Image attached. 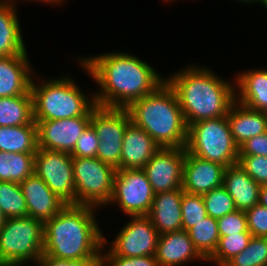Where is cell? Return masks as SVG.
<instances>
[{"label": "cell", "mask_w": 267, "mask_h": 266, "mask_svg": "<svg viewBox=\"0 0 267 266\" xmlns=\"http://www.w3.org/2000/svg\"><path fill=\"white\" fill-rule=\"evenodd\" d=\"M155 257L158 266H182L195 260L206 262L185 230L159 235Z\"/></svg>", "instance_id": "obj_18"}, {"label": "cell", "mask_w": 267, "mask_h": 266, "mask_svg": "<svg viewBox=\"0 0 267 266\" xmlns=\"http://www.w3.org/2000/svg\"><path fill=\"white\" fill-rule=\"evenodd\" d=\"M0 210L6 219L28 216L26 200L19 183L0 181Z\"/></svg>", "instance_id": "obj_29"}, {"label": "cell", "mask_w": 267, "mask_h": 266, "mask_svg": "<svg viewBox=\"0 0 267 266\" xmlns=\"http://www.w3.org/2000/svg\"><path fill=\"white\" fill-rule=\"evenodd\" d=\"M227 119L238 147L246 140L267 131V112L248 108L237 100L230 106Z\"/></svg>", "instance_id": "obj_21"}, {"label": "cell", "mask_w": 267, "mask_h": 266, "mask_svg": "<svg viewBox=\"0 0 267 266\" xmlns=\"http://www.w3.org/2000/svg\"><path fill=\"white\" fill-rule=\"evenodd\" d=\"M237 1H239L240 3L241 2H243L244 4L246 3H249V5L250 4H254V3H257L258 4V2H259V4L261 3V0H237Z\"/></svg>", "instance_id": "obj_43"}, {"label": "cell", "mask_w": 267, "mask_h": 266, "mask_svg": "<svg viewBox=\"0 0 267 266\" xmlns=\"http://www.w3.org/2000/svg\"><path fill=\"white\" fill-rule=\"evenodd\" d=\"M185 148L190 154L225 167L236 164L239 156L227 116L190 124Z\"/></svg>", "instance_id": "obj_6"}, {"label": "cell", "mask_w": 267, "mask_h": 266, "mask_svg": "<svg viewBox=\"0 0 267 266\" xmlns=\"http://www.w3.org/2000/svg\"><path fill=\"white\" fill-rule=\"evenodd\" d=\"M35 153L0 151V181L21 183L34 173Z\"/></svg>", "instance_id": "obj_27"}, {"label": "cell", "mask_w": 267, "mask_h": 266, "mask_svg": "<svg viewBox=\"0 0 267 266\" xmlns=\"http://www.w3.org/2000/svg\"><path fill=\"white\" fill-rule=\"evenodd\" d=\"M159 148L146 131L131 121L123 137L121 169H142Z\"/></svg>", "instance_id": "obj_19"}, {"label": "cell", "mask_w": 267, "mask_h": 266, "mask_svg": "<svg viewBox=\"0 0 267 266\" xmlns=\"http://www.w3.org/2000/svg\"><path fill=\"white\" fill-rule=\"evenodd\" d=\"M131 122L127 108H111L96 105L92 109L90 124L96 131L99 147L96 157L102 162L121 169L123 137Z\"/></svg>", "instance_id": "obj_9"}, {"label": "cell", "mask_w": 267, "mask_h": 266, "mask_svg": "<svg viewBox=\"0 0 267 266\" xmlns=\"http://www.w3.org/2000/svg\"><path fill=\"white\" fill-rule=\"evenodd\" d=\"M265 9H267V0H261V3Z\"/></svg>", "instance_id": "obj_46"}, {"label": "cell", "mask_w": 267, "mask_h": 266, "mask_svg": "<svg viewBox=\"0 0 267 266\" xmlns=\"http://www.w3.org/2000/svg\"><path fill=\"white\" fill-rule=\"evenodd\" d=\"M182 230L188 231L207 216L202 195L183 192L181 202Z\"/></svg>", "instance_id": "obj_33"}, {"label": "cell", "mask_w": 267, "mask_h": 266, "mask_svg": "<svg viewBox=\"0 0 267 266\" xmlns=\"http://www.w3.org/2000/svg\"><path fill=\"white\" fill-rule=\"evenodd\" d=\"M96 208L67 204L44 222L43 255L60 259H101L104 235Z\"/></svg>", "instance_id": "obj_3"}, {"label": "cell", "mask_w": 267, "mask_h": 266, "mask_svg": "<svg viewBox=\"0 0 267 266\" xmlns=\"http://www.w3.org/2000/svg\"><path fill=\"white\" fill-rule=\"evenodd\" d=\"M73 157L69 153L38 148L34 173L66 204H76Z\"/></svg>", "instance_id": "obj_12"}, {"label": "cell", "mask_w": 267, "mask_h": 266, "mask_svg": "<svg viewBox=\"0 0 267 266\" xmlns=\"http://www.w3.org/2000/svg\"><path fill=\"white\" fill-rule=\"evenodd\" d=\"M251 237L252 234L250 232L220 236L218 246L207 262L215 263V266H224L248 246Z\"/></svg>", "instance_id": "obj_30"}, {"label": "cell", "mask_w": 267, "mask_h": 266, "mask_svg": "<svg viewBox=\"0 0 267 266\" xmlns=\"http://www.w3.org/2000/svg\"><path fill=\"white\" fill-rule=\"evenodd\" d=\"M0 2H13V3H15V0H0Z\"/></svg>", "instance_id": "obj_47"}, {"label": "cell", "mask_w": 267, "mask_h": 266, "mask_svg": "<svg viewBox=\"0 0 267 266\" xmlns=\"http://www.w3.org/2000/svg\"><path fill=\"white\" fill-rule=\"evenodd\" d=\"M17 7L13 2H0V57L27 53Z\"/></svg>", "instance_id": "obj_24"}, {"label": "cell", "mask_w": 267, "mask_h": 266, "mask_svg": "<svg viewBox=\"0 0 267 266\" xmlns=\"http://www.w3.org/2000/svg\"><path fill=\"white\" fill-rule=\"evenodd\" d=\"M225 166L220 163L204 160L186 150L183 167V191L204 195L212 189L223 186Z\"/></svg>", "instance_id": "obj_15"}, {"label": "cell", "mask_w": 267, "mask_h": 266, "mask_svg": "<svg viewBox=\"0 0 267 266\" xmlns=\"http://www.w3.org/2000/svg\"><path fill=\"white\" fill-rule=\"evenodd\" d=\"M99 147V140L93 126L89 124L77 140L70 154L72 157L95 158Z\"/></svg>", "instance_id": "obj_35"}, {"label": "cell", "mask_w": 267, "mask_h": 266, "mask_svg": "<svg viewBox=\"0 0 267 266\" xmlns=\"http://www.w3.org/2000/svg\"><path fill=\"white\" fill-rule=\"evenodd\" d=\"M101 263L103 266H158L155 256H101Z\"/></svg>", "instance_id": "obj_38"}, {"label": "cell", "mask_w": 267, "mask_h": 266, "mask_svg": "<svg viewBox=\"0 0 267 266\" xmlns=\"http://www.w3.org/2000/svg\"><path fill=\"white\" fill-rule=\"evenodd\" d=\"M190 65L165 78L177 95L187 126L227 116L236 100L235 80L219 77L206 66Z\"/></svg>", "instance_id": "obj_2"}, {"label": "cell", "mask_w": 267, "mask_h": 266, "mask_svg": "<svg viewBox=\"0 0 267 266\" xmlns=\"http://www.w3.org/2000/svg\"><path fill=\"white\" fill-rule=\"evenodd\" d=\"M127 110L131 121L146 131L159 147H186L188 126L177 95L166 80Z\"/></svg>", "instance_id": "obj_4"}, {"label": "cell", "mask_w": 267, "mask_h": 266, "mask_svg": "<svg viewBox=\"0 0 267 266\" xmlns=\"http://www.w3.org/2000/svg\"><path fill=\"white\" fill-rule=\"evenodd\" d=\"M155 193L143 169H118L107 206H117L127 216H148Z\"/></svg>", "instance_id": "obj_10"}, {"label": "cell", "mask_w": 267, "mask_h": 266, "mask_svg": "<svg viewBox=\"0 0 267 266\" xmlns=\"http://www.w3.org/2000/svg\"><path fill=\"white\" fill-rule=\"evenodd\" d=\"M19 185L26 200L28 216L32 218L45 222L67 205L35 173Z\"/></svg>", "instance_id": "obj_16"}, {"label": "cell", "mask_w": 267, "mask_h": 266, "mask_svg": "<svg viewBox=\"0 0 267 266\" xmlns=\"http://www.w3.org/2000/svg\"><path fill=\"white\" fill-rule=\"evenodd\" d=\"M220 236H227L241 232H250L247 226L245 211L236 210L217 219Z\"/></svg>", "instance_id": "obj_36"}, {"label": "cell", "mask_w": 267, "mask_h": 266, "mask_svg": "<svg viewBox=\"0 0 267 266\" xmlns=\"http://www.w3.org/2000/svg\"><path fill=\"white\" fill-rule=\"evenodd\" d=\"M0 266H6V263L0 262Z\"/></svg>", "instance_id": "obj_48"}, {"label": "cell", "mask_w": 267, "mask_h": 266, "mask_svg": "<svg viewBox=\"0 0 267 266\" xmlns=\"http://www.w3.org/2000/svg\"><path fill=\"white\" fill-rule=\"evenodd\" d=\"M183 192L181 187L154 196L148 217L160 235L182 230Z\"/></svg>", "instance_id": "obj_20"}, {"label": "cell", "mask_w": 267, "mask_h": 266, "mask_svg": "<svg viewBox=\"0 0 267 266\" xmlns=\"http://www.w3.org/2000/svg\"><path fill=\"white\" fill-rule=\"evenodd\" d=\"M239 166L259 185H267V156L239 155Z\"/></svg>", "instance_id": "obj_34"}, {"label": "cell", "mask_w": 267, "mask_h": 266, "mask_svg": "<svg viewBox=\"0 0 267 266\" xmlns=\"http://www.w3.org/2000/svg\"><path fill=\"white\" fill-rule=\"evenodd\" d=\"M27 53L0 57V98L26 94L35 72Z\"/></svg>", "instance_id": "obj_17"}, {"label": "cell", "mask_w": 267, "mask_h": 266, "mask_svg": "<svg viewBox=\"0 0 267 266\" xmlns=\"http://www.w3.org/2000/svg\"><path fill=\"white\" fill-rule=\"evenodd\" d=\"M239 155L267 156V131L246 140L240 145Z\"/></svg>", "instance_id": "obj_39"}, {"label": "cell", "mask_w": 267, "mask_h": 266, "mask_svg": "<svg viewBox=\"0 0 267 266\" xmlns=\"http://www.w3.org/2000/svg\"><path fill=\"white\" fill-rule=\"evenodd\" d=\"M77 62L99 88L93 94L98 106L128 108L165 81L149 63L125 51L79 56Z\"/></svg>", "instance_id": "obj_1"}, {"label": "cell", "mask_w": 267, "mask_h": 266, "mask_svg": "<svg viewBox=\"0 0 267 266\" xmlns=\"http://www.w3.org/2000/svg\"><path fill=\"white\" fill-rule=\"evenodd\" d=\"M188 234L195 249L207 261L215 252L220 239L217 219L207 215L190 228Z\"/></svg>", "instance_id": "obj_28"}, {"label": "cell", "mask_w": 267, "mask_h": 266, "mask_svg": "<svg viewBox=\"0 0 267 266\" xmlns=\"http://www.w3.org/2000/svg\"><path fill=\"white\" fill-rule=\"evenodd\" d=\"M35 75L38 77V73H34L30 86L34 121L92 116V109L96 106L92 95L94 91L90 96H86L69 75L48 81L43 78L40 81L39 75L37 82Z\"/></svg>", "instance_id": "obj_5"}, {"label": "cell", "mask_w": 267, "mask_h": 266, "mask_svg": "<svg viewBox=\"0 0 267 266\" xmlns=\"http://www.w3.org/2000/svg\"><path fill=\"white\" fill-rule=\"evenodd\" d=\"M92 116L35 121L38 148L71 154L77 140L90 124Z\"/></svg>", "instance_id": "obj_14"}, {"label": "cell", "mask_w": 267, "mask_h": 266, "mask_svg": "<svg viewBox=\"0 0 267 266\" xmlns=\"http://www.w3.org/2000/svg\"><path fill=\"white\" fill-rule=\"evenodd\" d=\"M206 212L212 218H220L237 210L232 197L222 186L202 195Z\"/></svg>", "instance_id": "obj_32"}, {"label": "cell", "mask_w": 267, "mask_h": 266, "mask_svg": "<svg viewBox=\"0 0 267 266\" xmlns=\"http://www.w3.org/2000/svg\"><path fill=\"white\" fill-rule=\"evenodd\" d=\"M34 122L31 91L14 97L0 98V126L13 127Z\"/></svg>", "instance_id": "obj_26"}, {"label": "cell", "mask_w": 267, "mask_h": 266, "mask_svg": "<svg viewBox=\"0 0 267 266\" xmlns=\"http://www.w3.org/2000/svg\"><path fill=\"white\" fill-rule=\"evenodd\" d=\"M260 186L238 163L225 167L223 187L234 200L237 210L247 211L258 204Z\"/></svg>", "instance_id": "obj_23"}, {"label": "cell", "mask_w": 267, "mask_h": 266, "mask_svg": "<svg viewBox=\"0 0 267 266\" xmlns=\"http://www.w3.org/2000/svg\"><path fill=\"white\" fill-rule=\"evenodd\" d=\"M235 92L239 103L267 112V70L248 69L239 72L235 78Z\"/></svg>", "instance_id": "obj_22"}, {"label": "cell", "mask_w": 267, "mask_h": 266, "mask_svg": "<svg viewBox=\"0 0 267 266\" xmlns=\"http://www.w3.org/2000/svg\"><path fill=\"white\" fill-rule=\"evenodd\" d=\"M130 218L112 242L109 243L104 236L101 256H155L160 234L153 226L151 219L148 216H131ZM106 243H109L110 247Z\"/></svg>", "instance_id": "obj_11"}, {"label": "cell", "mask_w": 267, "mask_h": 266, "mask_svg": "<svg viewBox=\"0 0 267 266\" xmlns=\"http://www.w3.org/2000/svg\"><path fill=\"white\" fill-rule=\"evenodd\" d=\"M185 156V147H160L142 168L155 195L182 187Z\"/></svg>", "instance_id": "obj_13"}, {"label": "cell", "mask_w": 267, "mask_h": 266, "mask_svg": "<svg viewBox=\"0 0 267 266\" xmlns=\"http://www.w3.org/2000/svg\"><path fill=\"white\" fill-rule=\"evenodd\" d=\"M101 262V259H60L56 257H50L42 255V257L36 262L37 266H97Z\"/></svg>", "instance_id": "obj_40"}, {"label": "cell", "mask_w": 267, "mask_h": 266, "mask_svg": "<svg viewBox=\"0 0 267 266\" xmlns=\"http://www.w3.org/2000/svg\"><path fill=\"white\" fill-rule=\"evenodd\" d=\"M6 266H28V264L26 265V263H24V264H8V263H6Z\"/></svg>", "instance_id": "obj_45"}, {"label": "cell", "mask_w": 267, "mask_h": 266, "mask_svg": "<svg viewBox=\"0 0 267 266\" xmlns=\"http://www.w3.org/2000/svg\"><path fill=\"white\" fill-rule=\"evenodd\" d=\"M38 149L37 123L21 126H0V151L7 153H36Z\"/></svg>", "instance_id": "obj_25"}, {"label": "cell", "mask_w": 267, "mask_h": 266, "mask_svg": "<svg viewBox=\"0 0 267 266\" xmlns=\"http://www.w3.org/2000/svg\"><path fill=\"white\" fill-rule=\"evenodd\" d=\"M224 266H267V238L252 236L248 246Z\"/></svg>", "instance_id": "obj_31"}, {"label": "cell", "mask_w": 267, "mask_h": 266, "mask_svg": "<svg viewBox=\"0 0 267 266\" xmlns=\"http://www.w3.org/2000/svg\"><path fill=\"white\" fill-rule=\"evenodd\" d=\"M76 205L102 208L113 194L116 169L97 157H73Z\"/></svg>", "instance_id": "obj_8"}, {"label": "cell", "mask_w": 267, "mask_h": 266, "mask_svg": "<svg viewBox=\"0 0 267 266\" xmlns=\"http://www.w3.org/2000/svg\"><path fill=\"white\" fill-rule=\"evenodd\" d=\"M44 222L30 216L7 218L0 227V262L24 264L43 255Z\"/></svg>", "instance_id": "obj_7"}, {"label": "cell", "mask_w": 267, "mask_h": 266, "mask_svg": "<svg viewBox=\"0 0 267 266\" xmlns=\"http://www.w3.org/2000/svg\"><path fill=\"white\" fill-rule=\"evenodd\" d=\"M19 1H21V0H15V3L17 4ZM23 1V0H22ZM26 1H32V2H43V3H47V4H54V6H57V4L59 5H62L61 3H64L65 1H67V0H26ZM56 4V5H55Z\"/></svg>", "instance_id": "obj_42"}, {"label": "cell", "mask_w": 267, "mask_h": 266, "mask_svg": "<svg viewBox=\"0 0 267 266\" xmlns=\"http://www.w3.org/2000/svg\"><path fill=\"white\" fill-rule=\"evenodd\" d=\"M258 204L267 209V185L260 186Z\"/></svg>", "instance_id": "obj_41"}, {"label": "cell", "mask_w": 267, "mask_h": 266, "mask_svg": "<svg viewBox=\"0 0 267 266\" xmlns=\"http://www.w3.org/2000/svg\"><path fill=\"white\" fill-rule=\"evenodd\" d=\"M5 216L3 215L2 211L0 210V227L3 225L5 221Z\"/></svg>", "instance_id": "obj_44"}, {"label": "cell", "mask_w": 267, "mask_h": 266, "mask_svg": "<svg viewBox=\"0 0 267 266\" xmlns=\"http://www.w3.org/2000/svg\"><path fill=\"white\" fill-rule=\"evenodd\" d=\"M245 214L252 236L267 238V209L257 204L245 211Z\"/></svg>", "instance_id": "obj_37"}]
</instances>
